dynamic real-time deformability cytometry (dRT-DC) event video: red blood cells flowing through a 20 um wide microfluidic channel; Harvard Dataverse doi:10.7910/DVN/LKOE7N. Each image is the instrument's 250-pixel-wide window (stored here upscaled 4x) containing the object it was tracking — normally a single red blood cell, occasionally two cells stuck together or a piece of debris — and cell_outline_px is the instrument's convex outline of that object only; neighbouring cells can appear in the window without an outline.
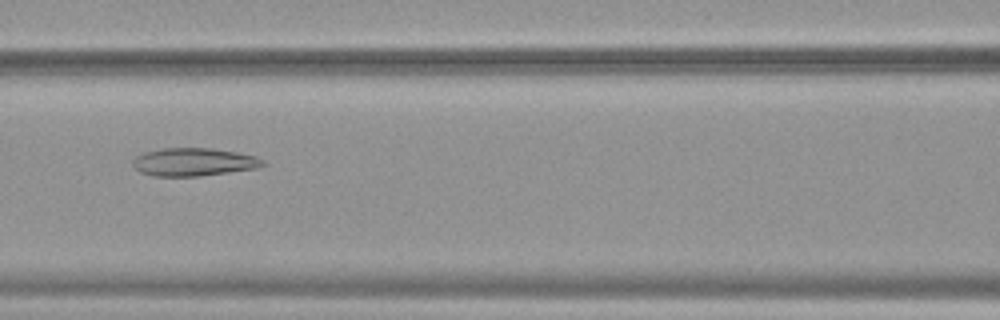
{"species": "common noctule bat (a hibernating species)", "species_latin": "Nyctalus noctula", "temperature_condition": "warm", "stored_images_in_passage": 53, "camera_frame_rate_fps": 3000, "um_per_image_px": 0.085, "animal": {"sex": "female", "body_mass_g": 19.9}, "frame": {"image": 1, "passage_image": 24, "time_ms": 7.667, "image_size_px": [1000, 320], "cell_outline_px": [[268, 164], [256, 168], [200, 176], [152, 176], [140, 172], [132, 164], [132, 160], [136, 156], [144, 152], [164, 148], [212, 148], [236, 152], [256, 156], [264, 160]], "centroid_in_image_um": [16.47, 13.77], "position_along_channel_um": 150.1, "area_um2": 21.27}}
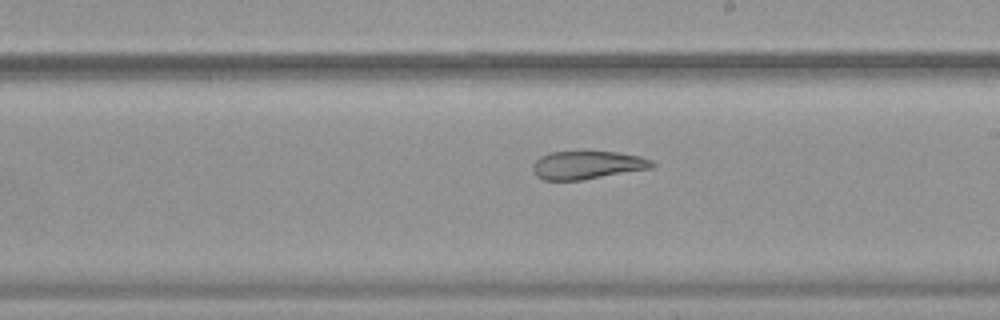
{"frame": {"image": 2, "passage_image": 31, "time_ms": 10.0, "image_size_px": [1000, 320], "cell_outline_px": [[656, 164], [652, 168], [580, 180], [544, 180], [536, 176], [532, 168], [532, 164], [540, 156], [548, 152], [588, 148], [616, 152], [640, 156], [652, 160]], "centroid_in_image_um": [49.89, 13.97], "position_along_channel_um": 239.1, "area_um2": 20.46}}
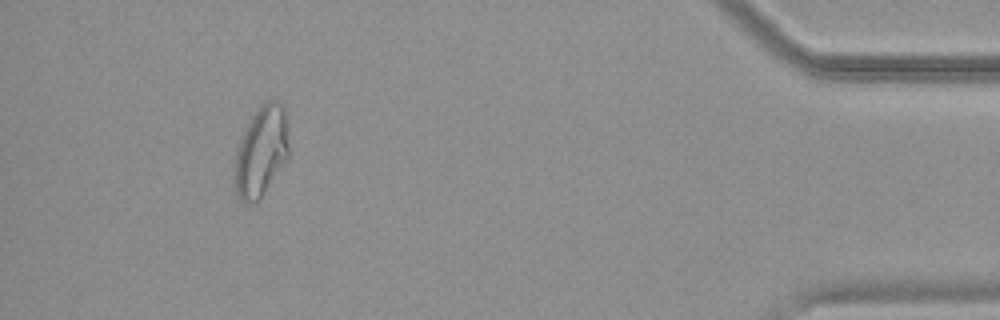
{"frame": {"image": 3, "passage_image": 49, "time_ms": 16.0, "image_size_px": [1000, 320], "cell_outline_px": [[288, 156], [260, 196], [256, 200], [240, 200], [236, 196], [232, 176], [236, 152], [240, 136], [252, 116], [260, 104], [268, 100], [276, 100], [284, 104], [288, 116]], "centroid_in_image_um": [22.18, 12.77], "position_along_channel_um": 413.0, "area_um2": 28.61}, "authors_computed_cell_mechanics": {"area_um2": 27.0504, "velocity_mm_per_s": 3.8286, "shape_relaxation_time_tau1_ms": null, "shape_relaxation_time_tau2_ms": 3.2404, "deformation_change_tau1": null, "deformation_change_tau2": 0.1225}}